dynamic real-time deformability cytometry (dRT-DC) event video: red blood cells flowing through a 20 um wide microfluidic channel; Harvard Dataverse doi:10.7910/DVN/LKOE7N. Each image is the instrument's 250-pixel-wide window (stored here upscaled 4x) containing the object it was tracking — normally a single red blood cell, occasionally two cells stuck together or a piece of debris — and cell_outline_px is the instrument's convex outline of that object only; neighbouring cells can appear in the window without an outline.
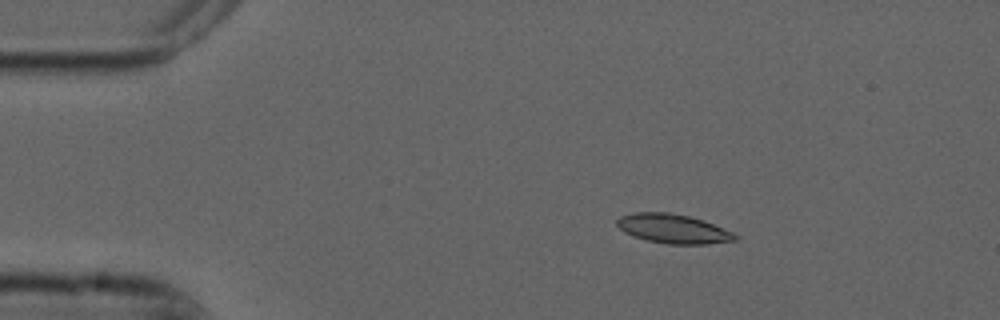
{"species": "common noctule bat (a hibernating species)", "species_latin": "Nyctalus noctula", "temperature_condition": "cold", "stored_images_in_passage": 6, "camera_frame_rate_fps": 3000, "um_per_image_px": 0.085, "animal": {"sex": "male", "forearm_length_mm": 52.5}, "frame": {"image": 1, "passage_image": 3, "time_ms": 0.667, "image_size_px": [1000, 320], "cell_outline_px": [[740, 236], [736, 240], [708, 244], [668, 244], [648, 240], [632, 236], [624, 232], [616, 224], [616, 220], [620, 216], [636, 212], [668, 212], [688, 216], [704, 220], [732, 232]], "centroid_in_image_um": [57.22, 19.44], "position_along_channel_um": 27.8, "area_um2": 20.11}}
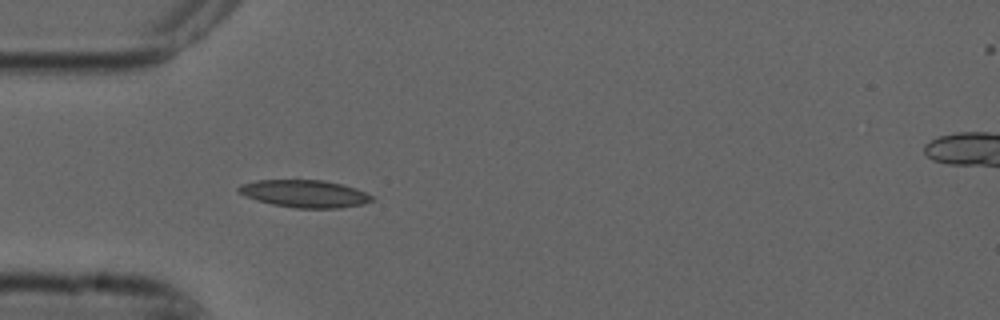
{"frame": {"image": 2, "passage_image": 5, "time_ms": 1.333, "image_size_px": [1000, 320], "cell_outline_px": [[376, 200], [364, 204], [340, 208], [296, 208], [272, 204], [256, 200], [240, 192], [236, 188], [240, 184], [256, 180], [324, 180], [344, 184], [356, 188], [372, 196]], "centroid_in_image_um": [25.94, 16.46], "position_along_channel_um": 59.1, "area_um2": 21.39}}